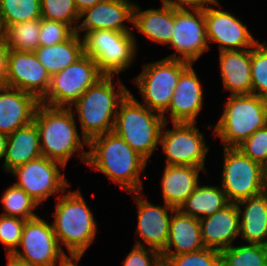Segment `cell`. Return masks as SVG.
I'll list each match as a JSON object with an SVG mask.
<instances>
[{"instance_id":"1","label":"cell","mask_w":267,"mask_h":266,"mask_svg":"<svg viewBox=\"0 0 267 266\" xmlns=\"http://www.w3.org/2000/svg\"><path fill=\"white\" fill-rule=\"evenodd\" d=\"M90 150L80 152V162L102 172L130 194L142 192L141 173L147 161L133 150L114 131L93 137L88 141Z\"/></svg>"},{"instance_id":"2","label":"cell","mask_w":267,"mask_h":266,"mask_svg":"<svg viewBox=\"0 0 267 266\" xmlns=\"http://www.w3.org/2000/svg\"><path fill=\"white\" fill-rule=\"evenodd\" d=\"M104 75L90 86L69 108L78 113L82 136L87 141L95 136L113 131L119 104L130 92L119 78ZM118 85V89L116 88ZM75 105V110L73 107ZM76 112V113H75Z\"/></svg>"},{"instance_id":"3","label":"cell","mask_w":267,"mask_h":266,"mask_svg":"<svg viewBox=\"0 0 267 266\" xmlns=\"http://www.w3.org/2000/svg\"><path fill=\"white\" fill-rule=\"evenodd\" d=\"M74 117L70 108L50 107L40 103L33 119L39 131L42 156L65 167L75 152L84 151V144L88 145L86 138L80 137Z\"/></svg>"},{"instance_id":"4","label":"cell","mask_w":267,"mask_h":266,"mask_svg":"<svg viewBox=\"0 0 267 266\" xmlns=\"http://www.w3.org/2000/svg\"><path fill=\"white\" fill-rule=\"evenodd\" d=\"M67 191L56 199L52 226L60 248L62 243L70 256L82 257L94 242L97 222L81 191Z\"/></svg>"},{"instance_id":"5","label":"cell","mask_w":267,"mask_h":266,"mask_svg":"<svg viewBox=\"0 0 267 266\" xmlns=\"http://www.w3.org/2000/svg\"><path fill=\"white\" fill-rule=\"evenodd\" d=\"M140 103L130 92L121 101L113 131L150 163L165 123L161 114Z\"/></svg>"},{"instance_id":"6","label":"cell","mask_w":267,"mask_h":266,"mask_svg":"<svg viewBox=\"0 0 267 266\" xmlns=\"http://www.w3.org/2000/svg\"><path fill=\"white\" fill-rule=\"evenodd\" d=\"M213 128L223 147H238L256 130L267 126V99L255 94L230 95Z\"/></svg>"},{"instance_id":"7","label":"cell","mask_w":267,"mask_h":266,"mask_svg":"<svg viewBox=\"0 0 267 266\" xmlns=\"http://www.w3.org/2000/svg\"><path fill=\"white\" fill-rule=\"evenodd\" d=\"M133 32L91 30L83 34L84 54L91 57L106 76L120 75L136 56L137 41Z\"/></svg>"},{"instance_id":"8","label":"cell","mask_w":267,"mask_h":266,"mask_svg":"<svg viewBox=\"0 0 267 266\" xmlns=\"http://www.w3.org/2000/svg\"><path fill=\"white\" fill-rule=\"evenodd\" d=\"M190 64L184 60L166 57L144 63L142 72L132 79L142 94L143 105L163 115L168 110L181 73Z\"/></svg>"},{"instance_id":"9","label":"cell","mask_w":267,"mask_h":266,"mask_svg":"<svg viewBox=\"0 0 267 266\" xmlns=\"http://www.w3.org/2000/svg\"><path fill=\"white\" fill-rule=\"evenodd\" d=\"M222 186L229 203H238L267 190L263 166L238 147H223Z\"/></svg>"},{"instance_id":"10","label":"cell","mask_w":267,"mask_h":266,"mask_svg":"<svg viewBox=\"0 0 267 266\" xmlns=\"http://www.w3.org/2000/svg\"><path fill=\"white\" fill-rule=\"evenodd\" d=\"M103 76L96 62L83 54L74 63L51 76L49 89L40 103L50 107L69 108Z\"/></svg>"},{"instance_id":"11","label":"cell","mask_w":267,"mask_h":266,"mask_svg":"<svg viewBox=\"0 0 267 266\" xmlns=\"http://www.w3.org/2000/svg\"><path fill=\"white\" fill-rule=\"evenodd\" d=\"M196 123L173 122L172 129H164L160 135L159 145L167 156L166 165H188L205 168L206 155L209 147L204 134L196 128ZM165 130V131H164Z\"/></svg>"},{"instance_id":"12","label":"cell","mask_w":267,"mask_h":266,"mask_svg":"<svg viewBox=\"0 0 267 266\" xmlns=\"http://www.w3.org/2000/svg\"><path fill=\"white\" fill-rule=\"evenodd\" d=\"M174 28L169 45L176 52L166 58L184 60L194 64L204 52L210 49L206 37L204 6L174 8Z\"/></svg>"},{"instance_id":"13","label":"cell","mask_w":267,"mask_h":266,"mask_svg":"<svg viewBox=\"0 0 267 266\" xmlns=\"http://www.w3.org/2000/svg\"><path fill=\"white\" fill-rule=\"evenodd\" d=\"M60 167V168H59ZM65 166L57 161L41 156L17 167L10 174L17 178L15 183L38 204L51 195L64 193L69 186L67 178L60 172Z\"/></svg>"},{"instance_id":"14","label":"cell","mask_w":267,"mask_h":266,"mask_svg":"<svg viewBox=\"0 0 267 266\" xmlns=\"http://www.w3.org/2000/svg\"><path fill=\"white\" fill-rule=\"evenodd\" d=\"M22 251L13 254L38 266H58L67 256L58 244L53 226L39 216L25 221L20 240Z\"/></svg>"},{"instance_id":"15","label":"cell","mask_w":267,"mask_h":266,"mask_svg":"<svg viewBox=\"0 0 267 266\" xmlns=\"http://www.w3.org/2000/svg\"><path fill=\"white\" fill-rule=\"evenodd\" d=\"M211 5H220L213 0L204 5L207 41L219 44L220 51L244 50L252 48L258 40L247 29L241 20L228 11L216 9Z\"/></svg>"},{"instance_id":"16","label":"cell","mask_w":267,"mask_h":266,"mask_svg":"<svg viewBox=\"0 0 267 266\" xmlns=\"http://www.w3.org/2000/svg\"><path fill=\"white\" fill-rule=\"evenodd\" d=\"M51 76L34 52L9 50L7 64L8 87L34 95L39 101L46 95Z\"/></svg>"},{"instance_id":"17","label":"cell","mask_w":267,"mask_h":266,"mask_svg":"<svg viewBox=\"0 0 267 266\" xmlns=\"http://www.w3.org/2000/svg\"><path fill=\"white\" fill-rule=\"evenodd\" d=\"M142 192L134 196L137 205V229L135 233L143 240L137 241L136 246L148 247L159 251L165 249L169 237L170 221L172 213L176 210L164 203L161 205H153L147 199H143ZM170 212V214L168 213Z\"/></svg>"},{"instance_id":"18","label":"cell","mask_w":267,"mask_h":266,"mask_svg":"<svg viewBox=\"0 0 267 266\" xmlns=\"http://www.w3.org/2000/svg\"><path fill=\"white\" fill-rule=\"evenodd\" d=\"M204 93L192 64L180 75L178 83L171 98L168 110L162 115L165 122L196 123L199 113L204 105ZM166 116V117H165Z\"/></svg>"},{"instance_id":"19","label":"cell","mask_w":267,"mask_h":266,"mask_svg":"<svg viewBox=\"0 0 267 266\" xmlns=\"http://www.w3.org/2000/svg\"><path fill=\"white\" fill-rule=\"evenodd\" d=\"M130 0H104L80 13L81 23L78 24L76 33L91 30H114L131 32L125 22L133 23L134 6Z\"/></svg>"},{"instance_id":"20","label":"cell","mask_w":267,"mask_h":266,"mask_svg":"<svg viewBox=\"0 0 267 266\" xmlns=\"http://www.w3.org/2000/svg\"><path fill=\"white\" fill-rule=\"evenodd\" d=\"M201 237L205 248L223 251L233 245L240 233V216L236 203L200 219Z\"/></svg>"},{"instance_id":"21","label":"cell","mask_w":267,"mask_h":266,"mask_svg":"<svg viewBox=\"0 0 267 266\" xmlns=\"http://www.w3.org/2000/svg\"><path fill=\"white\" fill-rule=\"evenodd\" d=\"M40 101L32 94L17 88H0V132L11 134L33 122Z\"/></svg>"},{"instance_id":"22","label":"cell","mask_w":267,"mask_h":266,"mask_svg":"<svg viewBox=\"0 0 267 266\" xmlns=\"http://www.w3.org/2000/svg\"><path fill=\"white\" fill-rule=\"evenodd\" d=\"M205 169L188 165H165L161 180L164 203L179 210L199 186V173L206 172Z\"/></svg>"},{"instance_id":"23","label":"cell","mask_w":267,"mask_h":266,"mask_svg":"<svg viewBox=\"0 0 267 266\" xmlns=\"http://www.w3.org/2000/svg\"><path fill=\"white\" fill-rule=\"evenodd\" d=\"M219 60L224 90L230 95L252 94L251 48L220 51Z\"/></svg>"},{"instance_id":"24","label":"cell","mask_w":267,"mask_h":266,"mask_svg":"<svg viewBox=\"0 0 267 266\" xmlns=\"http://www.w3.org/2000/svg\"><path fill=\"white\" fill-rule=\"evenodd\" d=\"M174 247V249H172ZM200 220L185 215L180 210L172 213L169 237L161 256H174L204 249Z\"/></svg>"},{"instance_id":"25","label":"cell","mask_w":267,"mask_h":266,"mask_svg":"<svg viewBox=\"0 0 267 266\" xmlns=\"http://www.w3.org/2000/svg\"><path fill=\"white\" fill-rule=\"evenodd\" d=\"M42 156L39 131L34 121L8 135L2 168L11 173L17 167Z\"/></svg>"},{"instance_id":"26","label":"cell","mask_w":267,"mask_h":266,"mask_svg":"<svg viewBox=\"0 0 267 266\" xmlns=\"http://www.w3.org/2000/svg\"><path fill=\"white\" fill-rule=\"evenodd\" d=\"M240 216V233L247 244L267 246V190L236 203ZM245 208L242 210L241 206Z\"/></svg>"},{"instance_id":"27","label":"cell","mask_w":267,"mask_h":266,"mask_svg":"<svg viewBox=\"0 0 267 266\" xmlns=\"http://www.w3.org/2000/svg\"><path fill=\"white\" fill-rule=\"evenodd\" d=\"M135 29L155 43L167 45L173 35L174 8L162 6L159 9L150 8L142 11L136 4L133 11Z\"/></svg>"},{"instance_id":"28","label":"cell","mask_w":267,"mask_h":266,"mask_svg":"<svg viewBox=\"0 0 267 266\" xmlns=\"http://www.w3.org/2000/svg\"><path fill=\"white\" fill-rule=\"evenodd\" d=\"M50 76L62 71L84 54L83 39L76 32L66 41L39 46L34 52Z\"/></svg>"},{"instance_id":"29","label":"cell","mask_w":267,"mask_h":266,"mask_svg":"<svg viewBox=\"0 0 267 266\" xmlns=\"http://www.w3.org/2000/svg\"><path fill=\"white\" fill-rule=\"evenodd\" d=\"M228 204L225 192L219 186L199 185L179 210L200 220L220 211Z\"/></svg>"},{"instance_id":"30","label":"cell","mask_w":267,"mask_h":266,"mask_svg":"<svg viewBox=\"0 0 267 266\" xmlns=\"http://www.w3.org/2000/svg\"><path fill=\"white\" fill-rule=\"evenodd\" d=\"M40 18L7 26L6 44L9 50L35 52L39 47Z\"/></svg>"},{"instance_id":"31","label":"cell","mask_w":267,"mask_h":266,"mask_svg":"<svg viewBox=\"0 0 267 266\" xmlns=\"http://www.w3.org/2000/svg\"><path fill=\"white\" fill-rule=\"evenodd\" d=\"M1 203L5 210L1 215L29 220L37 217L34 213L39 204L15 183L4 190Z\"/></svg>"},{"instance_id":"32","label":"cell","mask_w":267,"mask_h":266,"mask_svg":"<svg viewBox=\"0 0 267 266\" xmlns=\"http://www.w3.org/2000/svg\"><path fill=\"white\" fill-rule=\"evenodd\" d=\"M222 266H267V246L243 244L220 252Z\"/></svg>"},{"instance_id":"33","label":"cell","mask_w":267,"mask_h":266,"mask_svg":"<svg viewBox=\"0 0 267 266\" xmlns=\"http://www.w3.org/2000/svg\"><path fill=\"white\" fill-rule=\"evenodd\" d=\"M6 27L41 18V0H0Z\"/></svg>"},{"instance_id":"34","label":"cell","mask_w":267,"mask_h":266,"mask_svg":"<svg viewBox=\"0 0 267 266\" xmlns=\"http://www.w3.org/2000/svg\"><path fill=\"white\" fill-rule=\"evenodd\" d=\"M41 18L63 22L76 31L80 14L74 0H41Z\"/></svg>"},{"instance_id":"35","label":"cell","mask_w":267,"mask_h":266,"mask_svg":"<svg viewBox=\"0 0 267 266\" xmlns=\"http://www.w3.org/2000/svg\"><path fill=\"white\" fill-rule=\"evenodd\" d=\"M252 93L267 99V43L257 42L251 48Z\"/></svg>"},{"instance_id":"36","label":"cell","mask_w":267,"mask_h":266,"mask_svg":"<svg viewBox=\"0 0 267 266\" xmlns=\"http://www.w3.org/2000/svg\"><path fill=\"white\" fill-rule=\"evenodd\" d=\"M161 257L168 259L172 266H222L221 253L209 248L191 253Z\"/></svg>"},{"instance_id":"37","label":"cell","mask_w":267,"mask_h":266,"mask_svg":"<svg viewBox=\"0 0 267 266\" xmlns=\"http://www.w3.org/2000/svg\"><path fill=\"white\" fill-rule=\"evenodd\" d=\"M75 31L59 21L40 18L39 46H52L68 40Z\"/></svg>"},{"instance_id":"38","label":"cell","mask_w":267,"mask_h":266,"mask_svg":"<svg viewBox=\"0 0 267 266\" xmlns=\"http://www.w3.org/2000/svg\"><path fill=\"white\" fill-rule=\"evenodd\" d=\"M25 221L0 215V243L5 245L7 254H13L19 248Z\"/></svg>"},{"instance_id":"39","label":"cell","mask_w":267,"mask_h":266,"mask_svg":"<svg viewBox=\"0 0 267 266\" xmlns=\"http://www.w3.org/2000/svg\"><path fill=\"white\" fill-rule=\"evenodd\" d=\"M238 148L251 160L263 166L267 162V126L256 130Z\"/></svg>"},{"instance_id":"40","label":"cell","mask_w":267,"mask_h":266,"mask_svg":"<svg viewBox=\"0 0 267 266\" xmlns=\"http://www.w3.org/2000/svg\"><path fill=\"white\" fill-rule=\"evenodd\" d=\"M161 253L148 247L134 246L123 261V266H153Z\"/></svg>"},{"instance_id":"41","label":"cell","mask_w":267,"mask_h":266,"mask_svg":"<svg viewBox=\"0 0 267 266\" xmlns=\"http://www.w3.org/2000/svg\"><path fill=\"white\" fill-rule=\"evenodd\" d=\"M162 6L183 9V8H199L207 5L213 0H161Z\"/></svg>"},{"instance_id":"42","label":"cell","mask_w":267,"mask_h":266,"mask_svg":"<svg viewBox=\"0 0 267 266\" xmlns=\"http://www.w3.org/2000/svg\"><path fill=\"white\" fill-rule=\"evenodd\" d=\"M9 49L6 41H0V88L7 87V64Z\"/></svg>"},{"instance_id":"43","label":"cell","mask_w":267,"mask_h":266,"mask_svg":"<svg viewBox=\"0 0 267 266\" xmlns=\"http://www.w3.org/2000/svg\"><path fill=\"white\" fill-rule=\"evenodd\" d=\"M104 0H74L77 11L79 14L83 12L85 9L91 8L99 2Z\"/></svg>"},{"instance_id":"44","label":"cell","mask_w":267,"mask_h":266,"mask_svg":"<svg viewBox=\"0 0 267 266\" xmlns=\"http://www.w3.org/2000/svg\"><path fill=\"white\" fill-rule=\"evenodd\" d=\"M7 266H38L28 261L22 260L14 254H7Z\"/></svg>"},{"instance_id":"45","label":"cell","mask_w":267,"mask_h":266,"mask_svg":"<svg viewBox=\"0 0 267 266\" xmlns=\"http://www.w3.org/2000/svg\"><path fill=\"white\" fill-rule=\"evenodd\" d=\"M7 142H8V135L0 132V160H2L5 156Z\"/></svg>"},{"instance_id":"46","label":"cell","mask_w":267,"mask_h":266,"mask_svg":"<svg viewBox=\"0 0 267 266\" xmlns=\"http://www.w3.org/2000/svg\"><path fill=\"white\" fill-rule=\"evenodd\" d=\"M6 24L3 19V15L0 12V41H6Z\"/></svg>"},{"instance_id":"47","label":"cell","mask_w":267,"mask_h":266,"mask_svg":"<svg viewBox=\"0 0 267 266\" xmlns=\"http://www.w3.org/2000/svg\"><path fill=\"white\" fill-rule=\"evenodd\" d=\"M153 266H172L168 259L160 257Z\"/></svg>"},{"instance_id":"48","label":"cell","mask_w":267,"mask_h":266,"mask_svg":"<svg viewBox=\"0 0 267 266\" xmlns=\"http://www.w3.org/2000/svg\"><path fill=\"white\" fill-rule=\"evenodd\" d=\"M263 175H264V180L267 185V162L263 165Z\"/></svg>"}]
</instances>
